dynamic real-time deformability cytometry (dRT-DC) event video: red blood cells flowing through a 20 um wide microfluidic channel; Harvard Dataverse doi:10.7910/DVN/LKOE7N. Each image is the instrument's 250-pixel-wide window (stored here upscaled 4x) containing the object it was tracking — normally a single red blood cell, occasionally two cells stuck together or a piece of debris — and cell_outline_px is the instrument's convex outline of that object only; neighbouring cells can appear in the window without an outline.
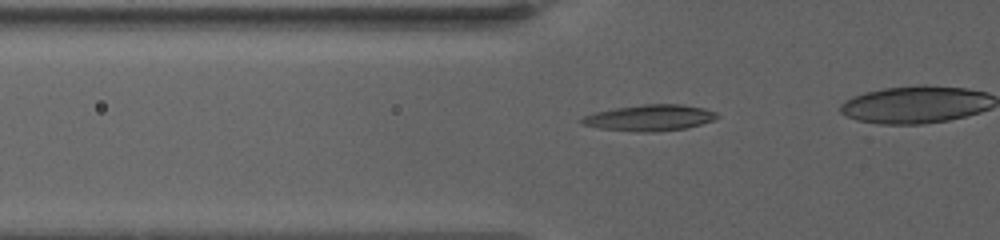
{"species": "human", "species_latin": "Homo sapiens", "temperature_condition": "warm", "stored_images_in_passage": 38, "camera_frame_rate_fps": 3000, "um_per_image_px": 0.085, "donor": {"sex": "female"}, "frame": {"image": 1, "passage_image": 6, "time_ms": 2.0, "image_size_px": [1000, 240], "cell_outline_px": [[720, 116], [712, 120], [700, 124], [684, 128], [656, 132], [640, 132], [600, 128], [580, 124], [580, 120], [584, 116], [596, 112], [616, 108], [644, 104], [680, 104], [704, 108], [716, 112]], "centroid_in_image_um": [55.22, 10.01], "position_along_channel_um": 70.6, "area_um2": 20.4}}
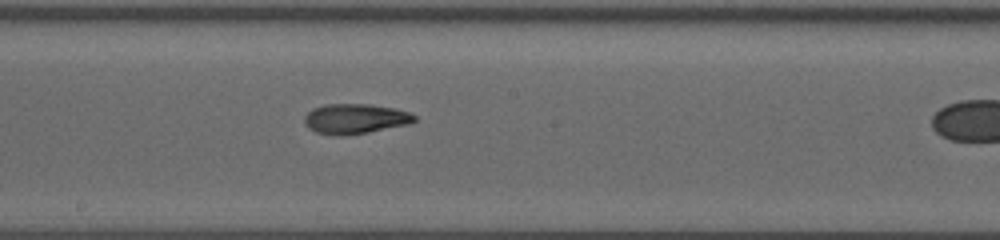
{"frame": {"image": 2, "passage_image": 24, "time_ms": 6.667, "image_size_px": [1000, 240], "cell_outline_px": [[416, 120], [408, 124], [368, 132], [340, 136], [336, 136], [316, 132], [308, 128], [304, 124], [304, 116], [312, 108], [324, 104], [368, 104], [396, 108], [408, 112], [416, 116]], "centroid_in_image_um": [30.15, 10.09], "position_along_channel_um": 218.0, "area_um2": 19.31}}
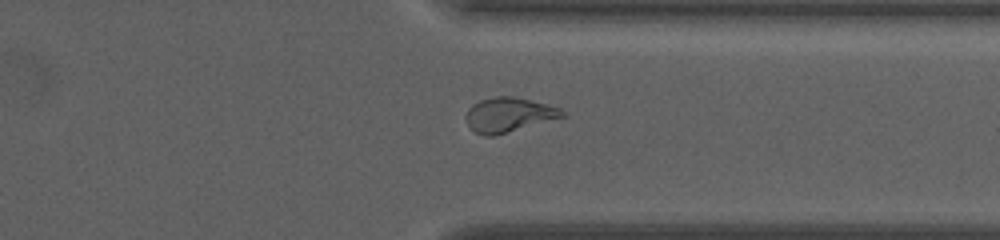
{"frame": {"image": 3, "passage_image": 37, "time_ms": 11.333, "image_size_px": [1000, 240], "cell_outline_px": [[564, 116], [492, 136], [484, 136], [476, 132], [468, 124], [464, 116], [468, 108], [472, 104], [480, 100], [496, 96], [512, 96], [560, 108], [564, 112]], "centroid_in_image_um": [43.17, 9.74], "position_along_channel_um": 368.2, "area_um2": 18.84}}